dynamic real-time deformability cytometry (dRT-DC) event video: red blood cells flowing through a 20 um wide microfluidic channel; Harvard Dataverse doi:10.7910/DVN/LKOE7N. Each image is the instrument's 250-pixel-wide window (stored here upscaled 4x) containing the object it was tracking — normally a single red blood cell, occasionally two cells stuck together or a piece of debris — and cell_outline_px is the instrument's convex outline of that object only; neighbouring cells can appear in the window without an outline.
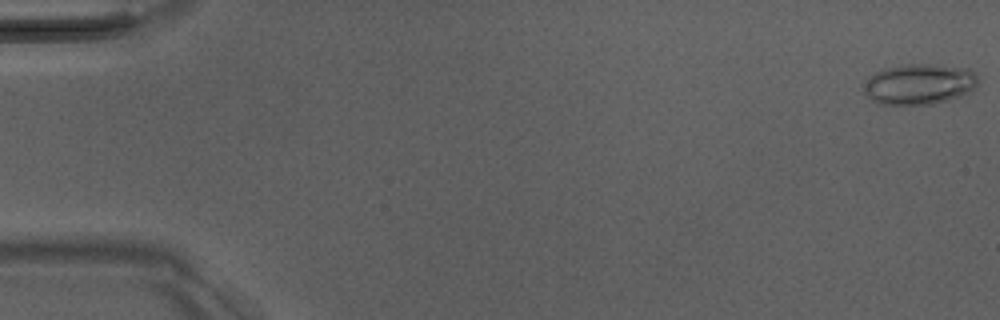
{"species": "Egyptian fruit bat (a non-hibernating species)", "species_latin": "Rousettus aegyptiacus", "temperature_condition": "room temperature", "stored_images_in_passage": 16, "camera_frame_rate_fps": 3000, "um_per_image_px": 0.085, "animal": {"sex": "male"}, "frame": {"image": 1, "passage_image": 1, "time_ms": 0.0, "image_size_px": [1000, 320], "cell_outline_px": [[980, 80], [968, 92], [960, 96], [948, 100], [932, 104], [876, 104], [864, 92], [860, 84], [876, 72], [888, 68], [908, 64], [928, 64], [968, 68], [976, 72]], "centroid_in_image_um": [78.12, 7.15], "position_along_channel_um": 6.9, "area_um2": 27.11}}